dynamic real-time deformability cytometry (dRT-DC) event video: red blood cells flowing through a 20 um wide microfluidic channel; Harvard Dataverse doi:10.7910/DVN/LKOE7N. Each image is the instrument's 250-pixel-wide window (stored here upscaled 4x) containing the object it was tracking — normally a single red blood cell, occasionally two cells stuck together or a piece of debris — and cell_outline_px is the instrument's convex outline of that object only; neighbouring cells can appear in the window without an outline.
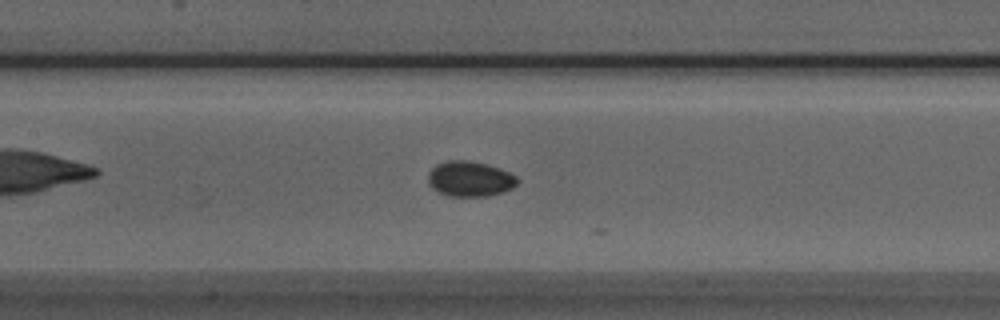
{"species": "Egyptian fruit bat (a non-hibernating species)", "species_latin": "Rousettus aegyptiacus", "temperature_condition": "room temperature", "stored_images_in_passage": 28, "camera_frame_rate_fps": 3000, "um_per_image_px": 0.085, "animal": {"sex": "male"}, "frame": {"image": 1, "passage_image": 15, "time_ms": 4.667, "image_size_px": [1000, 320], "cell_outline_px": [[516, 184], [512, 188], [488, 196], [448, 196], [432, 188], [428, 184], [428, 172], [436, 164], [448, 160], [468, 160], [488, 164], [500, 168], [516, 176]], "centroid_in_image_um": [39.9, 15.19], "position_along_channel_um": 167.5, "area_um2": 18.32}}
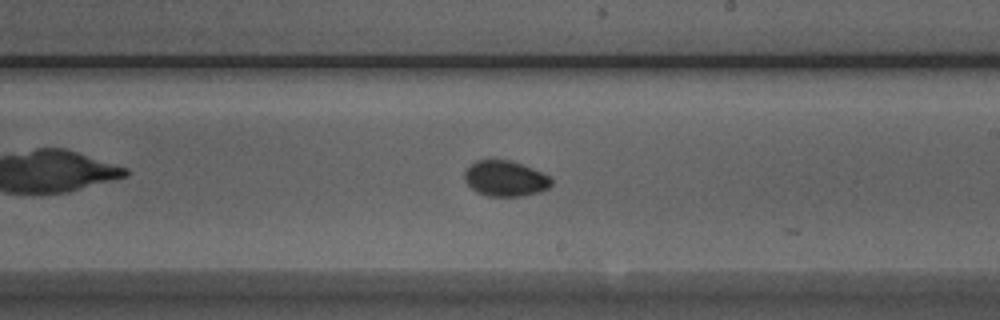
{"frame": {"image": 2, "passage_image": 21, "time_ms": 6.667, "image_size_px": [1000, 320], "cell_outline_px": [[552, 184], [548, 188], [540, 192], [520, 196], [488, 196], [476, 192], [464, 180], [464, 172], [476, 160], [512, 160], [532, 168], [548, 176], [552, 180]], "centroid_in_image_um": [42.94, 15.18], "position_along_channel_um": 246.1, "area_um2": 17.92}}
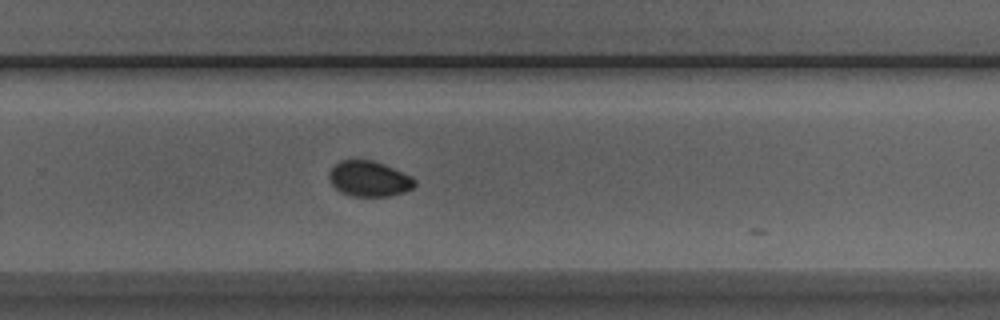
{"frame": {"image": 3, "passage_image": 25, "time_ms": 8.0, "image_size_px": [1000, 320], "cell_outline_px": [[416, 184], [412, 188], [404, 192], [388, 196], [352, 196], [340, 192], [332, 184], [328, 176], [328, 172], [340, 160], [372, 160], [384, 164], [412, 176], [416, 180]], "centroid_in_image_um": [31.38, 15.19], "position_along_channel_um": 298.4, "area_um2": 17.69}}